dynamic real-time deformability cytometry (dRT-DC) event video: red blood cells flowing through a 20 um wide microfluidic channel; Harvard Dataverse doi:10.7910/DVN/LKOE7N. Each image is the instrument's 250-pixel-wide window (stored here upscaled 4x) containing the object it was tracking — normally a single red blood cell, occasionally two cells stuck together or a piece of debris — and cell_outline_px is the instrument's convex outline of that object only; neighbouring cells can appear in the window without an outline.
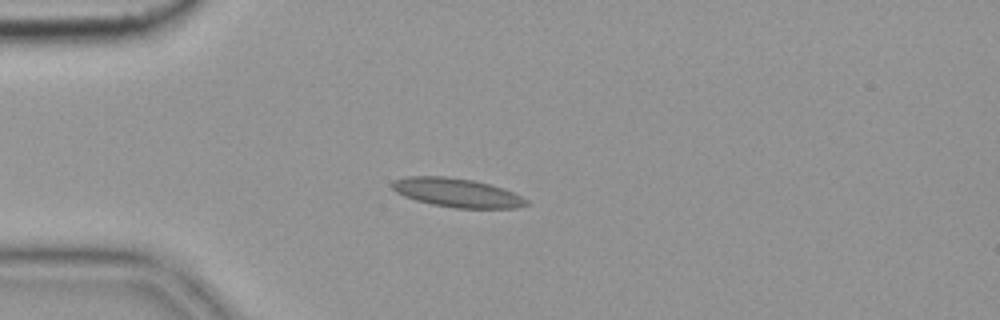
{"species": "common noctule bat (a hibernating species)", "species_latin": "Nyctalus noctula", "temperature_condition": "cold", "stored_images_in_passage": 7, "camera_frame_rate_fps": 3000, "um_per_image_px": 0.085, "animal": {"sex": "female", "body_mass_g": 19.9}, "frame": {"image": 1, "passage_image": 4, "time_ms": 1.0, "image_size_px": [1000, 320], "cell_outline_px": [[528, 204], [516, 208], [456, 208], [432, 204], [416, 200], [404, 196], [396, 192], [392, 188], [392, 180], [408, 176], [444, 176], [472, 180], [504, 188], [528, 200]], "centroid_in_image_um": [38.82, 16.38], "position_along_channel_um": 46.2, "area_um2": 22.43}}